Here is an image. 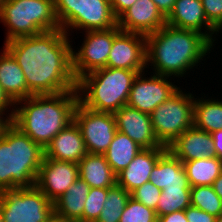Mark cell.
Instances as JSON below:
<instances>
[{
	"label": "cell",
	"instance_id": "30bf717a",
	"mask_svg": "<svg viewBox=\"0 0 222 222\" xmlns=\"http://www.w3.org/2000/svg\"><path fill=\"white\" fill-rule=\"evenodd\" d=\"M73 120L81 131L87 153L104 154L117 132L114 114L91 110L78 101Z\"/></svg>",
	"mask_w": 222,
	"mask_h": 222
},
{
	"label": "cell",
	"instance_id": "44dd1931",
	"mask_svg": "<svg viewBox=\"0 0 222 222\" xmlns=\"http://www.w3.org/2000/svg\"><path fill=\"white\" fill-rule=\"evenodd\" d=\"M149 181L161 191L164 188H191L182 161L168 149L153 167Z\"/></svg>",
	"mask_w": 222,
	"mask_h": 222
},
{
	"label": "cell",
	"instance_id": "cb8c5ba5",
	"mask_svg": "<svg viewBox=\"0 0 222 222\" xmlns=\"http://www.w3.org/2000/svg\"><path fill=\"white\" fill-rule=\"evenodd\" d=\"M79 177L91 188H110L117 178L104 154L87 153L78 163Z\"/></svg>",
	"mask_w": 222,
	"mask_h": 222
},
{
	"label": "cell",
	"instance_id": "60d3db41",
	"mask_svg": "<svg viewBox=\"0 0 222 222\" xmlns=\"http://www.w3.org/2000/svg\"><path fill=\"white\" fill-rule=\"evenodd\" d=\"M3 115H6V117H4ZM11 120L12 116H7V113L4 114V112H0V138L2 137L5 128L11 123Z\"/></svg>",
	"mask_w": 222,
	"mask_h": 222
},
{
	"label": "cell",
	"instance_id": "3957f363",
	"mask_svg": "<svg viewBox=\"0 0 222 222\" xmlns=\"http://www.w3.org/2000/svg\"><path fill=\"white\" fill-rule=\"evenodd\" d=\"M77 103V89L58 94L32 95L16 102L15 105L21 106H15L8 114L16 127L45 149L73 121Z\"/></svg>",
	"mask_w": 222,
	"mask_h": 222
},
{
	"label": "cell",
	"instance_id": "e0dca14e",
	"mask_svg": "<svg viewBox=\"0 0 222 222\" xmlns=\"http://www.w3.org/2000/svg\"><path fill=\"white\" fill-rule=\"evenodd\" d=\"M166 24L203 33L212 43L216 38L213 35L220 33L208 22L201 0H176L173 10L166 17Z\"/></svg>",
	"mask_w": 222,
	"mask_h": 222
},
{
	"label": "cell",
	"instance_id": "ab89813d",
	"mask_svg": "<svg viewBox=\"0 0 222 222\" xmlns=\"http://www.w3.org/2000/svg\"><path fill=\"white\" fill-rule=\"evenodd\" d=\"M15 107V103L8 97V95L4 92L3 88L0 84V112H10L8 111V107ZM6 110V111H5Z\"/></svg>",
	"mask_w": 222,
	"mask_h": 222
},
{
	"label": "cell",
	"instance_id": "83f0119b",
	"mask_svg": "<svg viewBox=\"0 0 222 222\" xmlns=\"http://www.w3.org/2000/svg\"><path fill=\"white\" fill-rule=\"evenodd\" d=\"M131 193L117 183L108 188L104 207L95 222H119Z\"/></svg>",
	"mask_w": 222,
	"mask_h": 222
},
{
	"label": "cell",
	"instance_id": "e575fe53",
	"mask_svg": "<svg viewBox=\"0 0 222 222\" xmlns=\"http://www.w3.org/2000/svg\"><path fill=\"white\" fill-rule=\"evenodd\" d=\"M185 216L188 222H216L217 218L193 206H189L185 209Z\"/></svg>",
	"mask_w": 222,
	"mask_h": 222
},
{
	"label": "cell",
	"instance_id": "ba28073f",
	"mask_svg": "<svg viewBox=\"0 0 222 222\" xmlns=\"http://www.w3.org/2000/svg\"><path fill=\"white\" fill-rule=\"evenodd\" d=\"M194 96L179 89L151 114V122L158 142L168 147L193 126Z\"/></svg>",
	"mask_w": 222,
	"mask_h": 222
},
{
	"label": "cell",
	"instance_id": "2e32d148",
	"mask_svg": "<svg viewBox=\"0 0 222 222\" xmlns=\"http://www.w3.org/2000/svg\"><path fill=\"white\" fill-rule=\"evenodd\" d=\"M114 117L117 130L126 134L143 149L166 147L156 139L150 114L124 105L114 113Z\"/></svg>",
	"mask_w": 222,
	"mask_h": 222
},
{
	"label": "cell",
	"instance_id": "4316f807",
	"mask_svg": "<svg viewBox=\"0 0 222 222\" xmlns=\"http://www.w3.org/2000/svg\"><path fill=\"white\" fill-rule=\"evenodd\" d=\"M212 99H194L193 125L210 134L222 129V101Z\"/></svg>",
	"mask_w": 222,
	"mask_h": 222
},
{
	"label": "cell",
	"instance_id": "9a60e30c",
	"mask_svg": "<svg viewBox=\"0 0 222 222\" xmlns=\"http://www.w3.org/2000/svg\"><path fill=\"white\" fill-rule=\"evenodd\" d=\"M166 17L152 0H137L118 18L117 25L124 32L148 35L161 29Z\"/></svg>",
	"mask_w": 222,
	"mask_h": 222
},
{
	"label": "cell",
	"instance_id": "8992f818",
	"mask_svg": "<svg viewBox=\"0 0 222 222\" xmlns=\"http://www.w3.org/2000/svg\"><path fill=\"white\" fill-rule=\"evenodd\" d=\"M0 20L6 41L61 29L54 0H0Z\"/></svg>",
	"mask_w": 222,
	"mask_h": 222
},
{
	"label": "cell",
	"instance_id": "4dcf8cb0",
	"mask_svg": "<svg viewBox=\"0 0 222 222\" xmlns=\"http://www.w3.org/2000/svg\"><path fill=\"white\" fill-rule=\"evenodd\" d=\"M156 211L130 196L119 222H157Z\"/></svg>",
	"mask_w": 222,
	"mask_h": 222
},
{
	"label": "cell",
	"instance_id": "603a6c76",
	"mask_svg": "<svg viewBox=\"0 0 222 222\" xmlns=\"http://www.w3.org/2000/svg\"><path fill=\"white\" fill-rule=\"evenodd\" d=\"M0 84L14 103L33 95L27 88L21 67L5 47L0 55Z\"/></svg>",
	"mask_w": 222,
	"mask_h": 222
},
{
	"label": "cell",
	"instance_id": "b9f144b4",
	"mask_svg": "<svg viewBox=\"0 0 222 222\" xmlns=\"http://www.w3.org/2000/svg\"><path fill=\"white\" fill-rule=\"evenodd\" d=\"M212 187L222 200V173L215 179L212 184Z\"/></svg>",
	"mask_w": 222,
	"mask_h": 222
},
{
	"label": "cell",
	"instance_id": "5bb4252c",
	"mask_svg": "<svg viewBox=\"0 0 222 222\" xmlns=\"http://www.w3.org/2000/svg\"><path fill=\"white\" fill-rule=\"evenodd\" d=\"M78 178L79 167L77 163L57 161L44 156L35 185L51 202H54Z\"/></svg>",
	"mask_w": 222,
	"mask_h": 222
},
{
	"label": "cell",
	"instance_id": "4fadbf2b",
	"mask_svg": "<svg viewBox=\"0 0 222 222\" xmlns=\"http://www.w3.org/2000/svg\"><path fill=\"white\" fill-rule=\"evenodd\" d=\"M146 66V36L121 31L114 38L106 67L144 71Z\"/></svg>",
	"mask_w": 222,
	"mask_h": 222
},
{
	"label": "cell",
	"instance_id": "f1b7e54d",
	"mask_svg": "<svg viewBox=\"0 0 222 222\" xmlns=\"http://www.w3.org/2000/svg\"><path fill=\"white\" fill-rule=\"evenodd\" d=\"M190 194L191 188H164L161 191L155 210L157 216L185 210L191 206Z\"/></svg>",
	"mask_w": 222,
	"mask_h": 222
},
{
	"label": "cell",
	"instance_id": "f35d334b",
	"mask_svg": "<svg viewBox=\"0 0 222 222\" xmlns=\"http://www.w3.org/2000/svg\"><path fill=\"white\" fill-rule=\"evenodd\" d=\"M211 134L213 137V147L215 156L222 160V129L214 131Z\"/></svg>",
	"mask_w": 222,
	"mask_h": 222
},
{
	"label": "cell",
	"instance_id": "7a4b0ae2",
	"mask_svg": "<svg viewBox=\"0 0 222 222\" xmlns=\"http://www.w3.org/2000/svg\"><path fill=\"white\" fill-rule=\"evenodd\" d=\"M213 45L203 33L165 24L146 35L147 66L152 63L154 74L180 78L197 67Z\"/></svg>",
	"mask_w": 222,
	"mask_h": 222
},
{
	"label": "cell",
	"instance_id": "484cf974",
	"mask_svg": "<svg viewBox=\"0 0 222 222\" xmlns=\"http://www.w3.org/2000/svg\"><path fill=\"white\" fill-rule=\"evenodd\" d=\"M190 187L212 185L222 173V160L217 156L182 161Z\"/></svg>",
	"mask_w": 222,
	"mask_h": 222
},
{
	"label": "cell",
	"instance_id": "7402d4cb",
	"mask_svg": "<svg viewBox=\"0 0 222 222\" xmlns=\"http://www.w3.org/2000/svg\"><path fill=\"white\" fill-rule=\"evenodd\" d=\"M90 186L80 177L53 202L54 215L63 222H83L84 203Z\"/></svg>",
	"mask_w": 222,
	"mask_h": 222
},
{
	"label": "cell",
	"instance_id": "ffe728a7",
	"mask_svg": "<svg viewBox=\"0 0 222 222\" xmlns=\"http://www.w3.org/2000/svg\"><path fill=\"white\" fill-rule=\"evenodd\" d=\"M166 150L167 147L142 149L128 166L116 176L117 184L131 193L137 187L148 182L153 167Z\"/></svg>",
	"mask_w": 222,
	"mask_h": 222
},
{
	"label": "cell",
	"instance_id": "8d00e7d4",
	"mask_svg": "<svg viewBox=\"0 0 222 222\" xmlns=\"http://www.w3.org/2000/svg\"><path fill=\"white\" fill-rule=\"evenodd\" d=\"M157 222H188V220L185 216V210H180L171 214L159 216Z\"/></svg>",
	"mask_w": 222,
	"mask_h": 222
},
{
	"label": "cell",
	"instance_id": "d6986e66",
	"mask_svg": "<svg viewBox=\"0 0 222 222\" xmlns=\"http://www.w3.org/2000/svg\"><path fill=\"white\" fill-rule=\"evenodd\" d=\"M44 150L46 158L77 164L87 154L81 131L74 120L62 129Z\"/></svg>",
	"mask_w": 222,
	"mask_h": 222
},
{
	"label": "cell",
	"instance_id": "ac0fdd59",
	"mask_svg": "<svg viewBox=\"0 0 222 222\" xmlns=\"http://www.w3.org/2000/svg\"><path fill=\"white\" fill-rule=\"evenodd\" d=\"M167 149L181 161L215 156L212 134L194 125L176 138Z\"/></svg>",
	"mask_w": 222,
	"mask_h": 222
},
{
	"label": "cell",
	"instance_id": "7c38bea8",
	"mask_svg": "<svg viewBox=\"0 0 222 222\" xmlns=\"http://www.w3.org/2000/svg\"><path fill=\"white\" fill-rule=\"evenodd\" d=\"M144 76V72H141L135 77L127 105L141 112L151 114L160 104L175 94L180 87L170 82L167 76L154 73L149 78Z\"/></svg>",
	"mask_w": 222,
	"mask_h": 222
},
{
	"label": "cell",
	"instance_id": "9c48e42d",
	"mask_svg": "<svg viewBox=\"0 0 222 222\" xmlns=\"http://www.w3.org/2000/svg\"><path fill=\"white\" fill-rule=\"evenodd\" d=\"M3 222H47L54 216L53 202L35 185L0 192Z\"/></svg>",
	"mask_w": 222,
	"mask_h": 222
},
{
	"label": "cell",
	"instance_id": "f546056e",
	"mask_svg": "<svg viewBox=\"0 0 222 222\" xmlns=\"http://www.w3.org/2000/svg\"><path fill=\"white\" fill-rule=\"evenodd\" d=\"M191 206L199 208L210 215L219 217L222 214V200L212 185L191 187Z\"/></svg>",
	"mask_w": 222,
	"mask_h": 222
},
{
	"label": "cell",
	"instance_id": "ee69618b",
	"mask_svg": "<svg viewBox=\"0 0 222 222\" xmlns=\"http://www.w3.org/2000/svg\"><path fill=\"white\" fill-rule=\"evenodd\" d=\"M216 222H222V214L216 218Z\"/></svg>",
	"mask_w": 222,
	"mask_h": 222
},
{
	"label": "cell",
	"instance_id": "8fae6325",
	"mask_svg": "<svg viewBox=\"0 0 222 222\" xmlns=\"http://www.w3.org/2000/svg\"><path fill=\"white\" fill-rule=\"evenodd\" d=\"M121 31L118 25L109 30L86 31L78 52L72 49V70L76 80L106 67L114 38Z\"/></svg>",
	"mask_w": 222,
	"mask_h": 222
},
{
	"label": "cell",
	"instance_id": "d4e9b609",
	"mask_svg": "<svg viewBox=\"0 0 222 222\" xmlns=\"http://www.w3.org/2000/svg\"><path fill=\"white\" fill-rule=\"evenodd\" d=\"M143 148L126 134L117 130L114 139L104 153L106 161L117 176Z\"/></svg>",
	"mask_w": 222,
	"mask_h": 222
},
{
	"label": "cell",
	"instance_id": "6da1fadb",
	"mask_svg": "<svg viewBox=\"0 0 222 222\" xmlns=\"http://www.w3.org/2000/svg\"><path fill=\"white\" fill-rule=\"evenodd\" d=\"M70 41L62 29H57L10 40L4 47L21 67L33 95L58 94L77 88Z\"/></svg>",
	"mask_w": 222,
	"mask_h": 222
},
{
	"label": "cell",
	"instance_id": "7bdbcfd3",
	"mask_svg": "<svg viewBox=\"0 0 222 222\" xmlns=\"http://www.w3.org/2000/svg\"><path fill=\"white\" fill-rule=\"evenodd\" d=\"M47 222H63V221L54 215V216H53L51 219H49Z\"/></svg>",
	"mask_w": 222,
	"mask_h": 222
},
{
	"label": "cell",
	"instance_id": "836d02e7",
	"mask_svg": "<svg viewBox=\"0 0 222 222\" xmlns=\"http://www.w3.org/2000/svg\"><path fill=\"white\" fill-rule=\"evenodd\" d=\"M208 22L219 32L222 30V0H201Z\"/></svg>",
	"mask_w": 222,
	"mask_h": 222
},
{
	"label": "cell",
	"instance_id": "f6af8a7d",
	"mask_svg": "<svg viewBox=\"0 0 222 222\" xmlns=\"http://www.w3.org/2000/svg\"><path fill=\"white\" fill-rule=\"evenodd\" d=\"M0 222H3V216H2L1 210H0Z\"/></svg>",
	"mask_w": 222,
	"mask_h": 222
},
{
	"label": "cell",
	"instance_id": "277c9868",
	"mask_svg": "<svg viewBox=\"0 0 222 222\" xmlns=\"http://www.w3.org/2000/svg\"><path fill=\"white\" fill-rule=\"evenodd\" d=\"M44 156V148L11 122L0 138V192L35 186Z\"/></svg>",
	"mask_w": 222,
	"mask_h": 222
},
{
	"label": "cell",
	"instance_id": "74e56055",
	"mask_svg": "<svg viewBox=\"0 0 222 222\" xmlns=\"http://www.w3.org/2000/svg\"><path fill=\"white\" fill-rule=\"evenodd\" d=\"M160 12L167 17L173 10L174 3L176 0H152Z\"/></svg>",
	"mask_w": 222,
	"mask_h": 222
},
{
	"label": "cell",
	"instance_id": "d6a6232c",
	"mask_svg": "<svg viewBox=\"0 0 222 222\" xmlns=\"http://www.w3.org/2000/svg\"><path fill=\"white\" fill-rule=\"evenodd\" d=\"M161 190L150 181L137 187L131 192V197L141 202L143 205L156 210Z\"/></svg>",
	"mask_w": 222,
	"mask_h": 222
},
{
	"label": "cell",
	"instance_id": "5b68a950",
	"mask_svg": "<svg viewBox=\"0 0 222 222\" xmlns=\"http://www.w3.org/2000/svg\"><path fill=\"white\" fill-rule=\"evenodd\" d=\"M119 68H100L77 80L78 101L85 107L114 114L127 105L132 83L138 73Z\"/></svg>",
	"mask_w": 222,
	"mask_h": 222
},
{
	"label": "cell",
	"instance_id": "52a82bcc",
	"mask_svg": "<svg viewBox=\"0 0 222 222\" xmlns=\"http://www.w3.org/2000/svg\"><path fill=\"white\" fill-rule=\"evenodd\" d=\"M54 8L61 29L68 36L70 28L86 32L117 26L110 0H54Z\"/></svg>",
	"mask_w": 222,
	"mask_h": 222
},
{
	"label": "cell",
	"instance_id": "d590c367",
	"mask_svg": "<svg viewBox=\"0 0 222 222\" xmlns=\"http://www.w3.org/2000/svg\"><path fill=\"white\" fill-rule=\"evenodd\" d=\"M137 0H110L113 14L118 18L125 10L131 7Z\"/></svg>",
	"mask_w": 222,
	"mask_h": 222
},
{
	"label": "cell",
	"instance_id": "1f68e13d",
	"mask_svg": "<svg viewBox=\"0 0 222 222\" xmlns=\"http://www.w3.org/2000/svg\"><path fill=\"white\" fill-rule=\"evenodd\" d=\"M108 188H90L84 203L83 222H95L106 200Z\"/></svg>",
	"mask_w": 222,
	"mask_h": 222
}]
</instances>
